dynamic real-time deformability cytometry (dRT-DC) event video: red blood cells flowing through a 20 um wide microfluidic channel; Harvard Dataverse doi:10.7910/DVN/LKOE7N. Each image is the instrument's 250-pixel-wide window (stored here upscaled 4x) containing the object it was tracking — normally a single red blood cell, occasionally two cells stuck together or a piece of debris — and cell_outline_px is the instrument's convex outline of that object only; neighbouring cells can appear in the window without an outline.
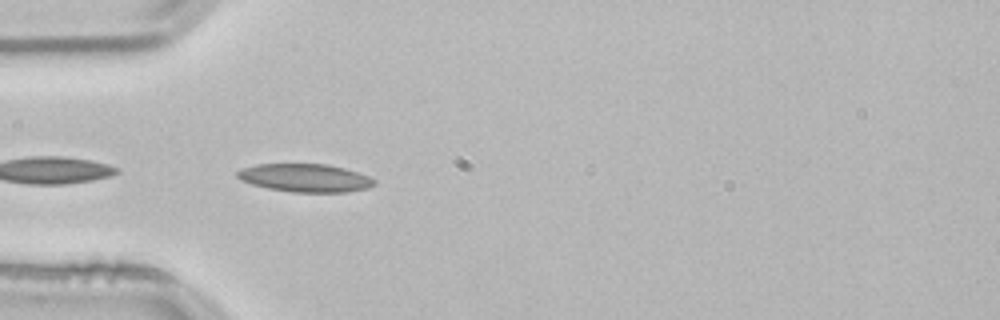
{"species": "common noctule bat (a hibernating species)", "species_latin": "Nyctalus noctula", "temperature_condition": "room temperature", "stored_images_in_passage": 21, "camera_frame_rate_fps": 3000, "um_per_image_px": 0.085, "animal": {"sex": "male", "body_mass_g": 21.5, "forearm_length_mm": 52.0}, "frame": {"image": 1, "passage_image": 1, "time_ms": 0.0, "image_size_px": [1000, 320], "cell_outline_px": [[376, 184], [368, 188], [344, 192], [292, 192], [268, 188], [252, 184], [240, 180], [236, 176], [236, 172], [240, 168], [256, 164], [328, 164], [344, 168], [368, 176], [376, 180]], "centroid_in_image_um": [25.91, 15.12], "position_along_channel_um": 59.1, "area_um2": 22.48}}